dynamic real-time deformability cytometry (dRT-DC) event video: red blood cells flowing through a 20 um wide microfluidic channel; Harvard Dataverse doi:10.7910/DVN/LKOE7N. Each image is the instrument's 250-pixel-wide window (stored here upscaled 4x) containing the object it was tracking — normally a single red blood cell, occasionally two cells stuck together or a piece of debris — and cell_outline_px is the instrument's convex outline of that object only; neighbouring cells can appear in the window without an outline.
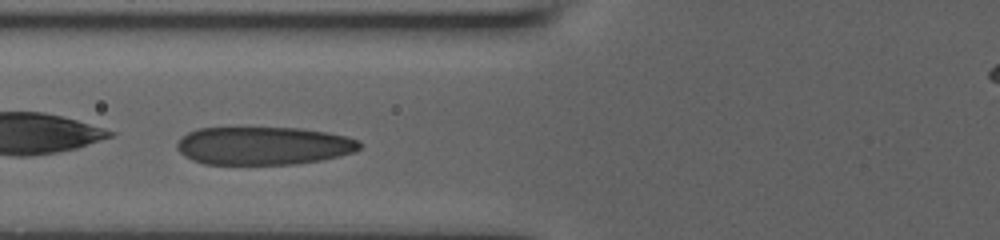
{"species": "human", "species_latin": "Homo sapiens", "temperature_condition": "room temperature", "stored_images_in_passage": 33, "camera_frame_rate_fps": 3000, "um_per_image_px": 0.085, "donor": {"sex": "male"}, "frame": {"image": 1, "passage_image": 6, "time_ms": 1.667, "image_size_px": [1000, 240], "cell_outline_px": [[360, 148], [356, 152], [340, 156], [320, 160], [296, 164], [204, 164], [192, 160], [184, 156], [176, 148], [176, 144], [188, 132], [200, 128], [300, 128], [328, 132], [348, 136], [360, 140]], "centroid_in_image_um": [22.43, 12.39], "position_along_channel_um": 103.4, "area_um2": 40.69}}
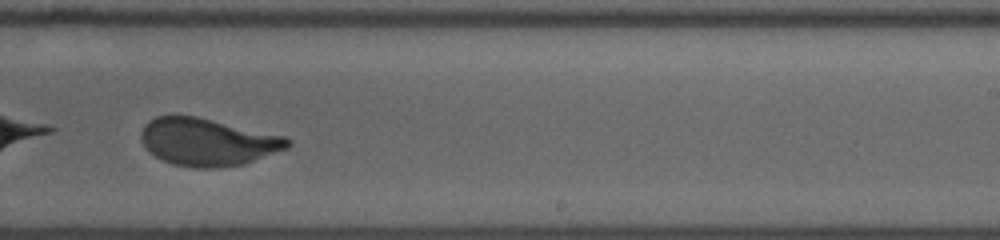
{"frame": {"image": 2, "passage_image": 19, "time_ms": 6.0, "image_size_px": [1000, 240], "cell_outline_px": [[292, 144], [288, 148], [244, 164], [220, 168], [192, 168], [172, 164], [148, 152], [140, 136], [140, 132], [144, 124], [148, 120], [156, 116], [196, 116], [284, 136], [292, 140]], "centroid_in_image_um": [17.64, 12.08], "position_along_channel_um": 271.4, "area_um2": 40.63}, "authors_computed_cell_mechanics": {"area_um2": 40.9224, "velocity_mm_per_s": 3.8737, "shape_relaxation_time_tau1_ms": 4.5577, "shape_relaxation_time_tau2_ms": null, "deformation_change_tau1": 0.1962, "deformation_change_tau2": null}}